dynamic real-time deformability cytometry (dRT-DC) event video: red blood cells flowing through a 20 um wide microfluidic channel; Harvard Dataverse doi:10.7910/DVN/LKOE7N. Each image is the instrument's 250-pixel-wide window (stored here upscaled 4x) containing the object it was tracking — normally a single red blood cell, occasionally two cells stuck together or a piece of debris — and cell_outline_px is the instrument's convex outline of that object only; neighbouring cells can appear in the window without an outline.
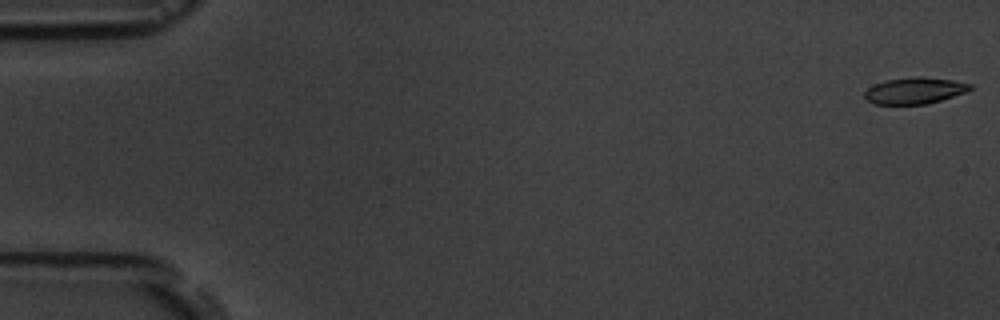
{"species": "common noctule bat (a hibernating species)", "species_latin": "Nyctalus noctula", "temperature_condition": "room temperature", "stored_images_in_passage": 6, "segment_of_instrument_passage": [1, 2], "camera_frame_rate_fps": 3000, "um_per_image_px": 0.085, "animal": {"sex": "male", "body_mass_g": 19.5, "forearm_length_mm": 54.6}, "frame": {"image": 1, "passage_image": 1, "time_ms": 0.0, "image_size_px": [1000, 320], "cell_outline_px": [[972, 88], [968, 92], [928, 104], [876, 104], [868, 100], [864, 96], [864, 92], [868, 88], [876, 84], [888, 80], [908, 76], [920, 76], [952, 80], [972, 84]], "centroid_in_image_um": [77.79, 7.7], "position_along_channel_um": 7.2, "area_um2": 16.3}}
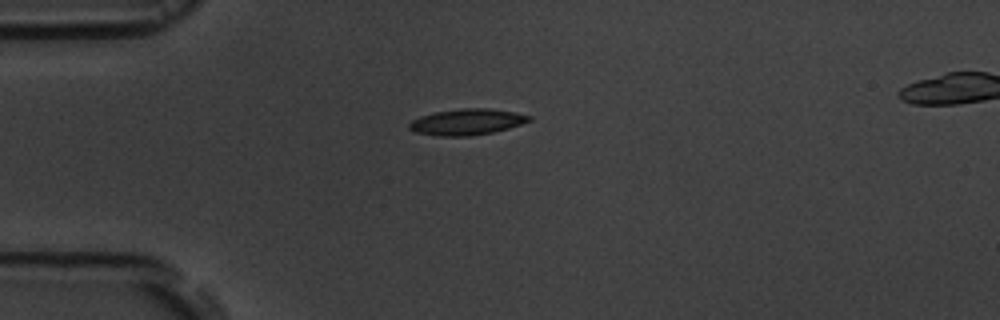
{"frame": {"image": 2, "passage_image": 5, "time_ms": 4.667, "image_size_px": [1000, 320], "cell_outline_px": [[532, 120], [508, 128], [492, 132], [468, 136], [440, 136], [416, 132], [408, 128], [408, 124], [412, 120], [420, 116], [436, 112], [460, 108], [488, 108], [512, 112], [532, 116]], "centroid_in_image_um": [39.67, 10.36], "position_along_channel_um": 45.3, "area_um2": 18.03}}